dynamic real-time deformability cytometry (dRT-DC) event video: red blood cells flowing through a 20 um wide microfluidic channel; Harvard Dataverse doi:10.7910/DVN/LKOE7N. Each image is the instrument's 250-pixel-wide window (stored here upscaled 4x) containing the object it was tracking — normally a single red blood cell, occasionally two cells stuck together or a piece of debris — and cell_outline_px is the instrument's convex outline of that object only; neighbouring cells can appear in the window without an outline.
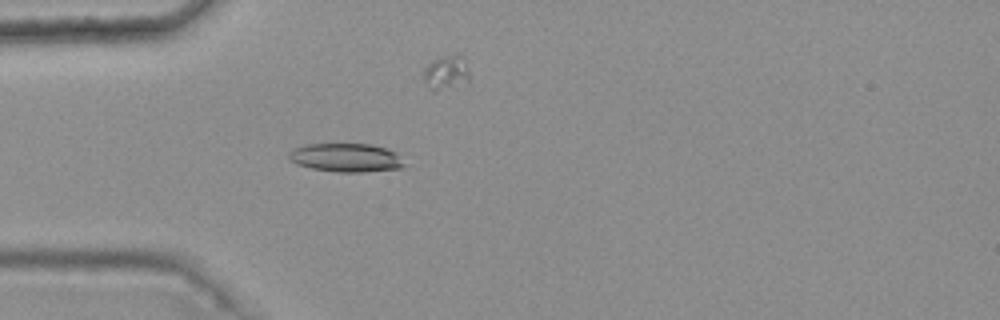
{"species": "common noctule bat (a hibernating species)", "species_latin": "Nyctalus noctula", "temperature_condition": "warm", "stored_images_in_passage": 6, "camera_frame_rate_fps": 3000, "um_per_image_px": 0.085, "animal": {"sex": "female", "body_mass_g": 25.1}, "frame": {"image": 1, "passage_image": 4, "time_ms": 1.0, "image_size_px": [1000, 320], "cell_outline_px": [[404, 164], [400, 168], [364, 172], [336, 172], [312, 168], [296, 164], [288, 160], [288, 152], [292, 148], [304, 144], [372, 144], [396, 152]], "centroid_in_image_um": [29.34, 13.39], "position_along_channel_um": 55.7, "area_um2": 19.31}}